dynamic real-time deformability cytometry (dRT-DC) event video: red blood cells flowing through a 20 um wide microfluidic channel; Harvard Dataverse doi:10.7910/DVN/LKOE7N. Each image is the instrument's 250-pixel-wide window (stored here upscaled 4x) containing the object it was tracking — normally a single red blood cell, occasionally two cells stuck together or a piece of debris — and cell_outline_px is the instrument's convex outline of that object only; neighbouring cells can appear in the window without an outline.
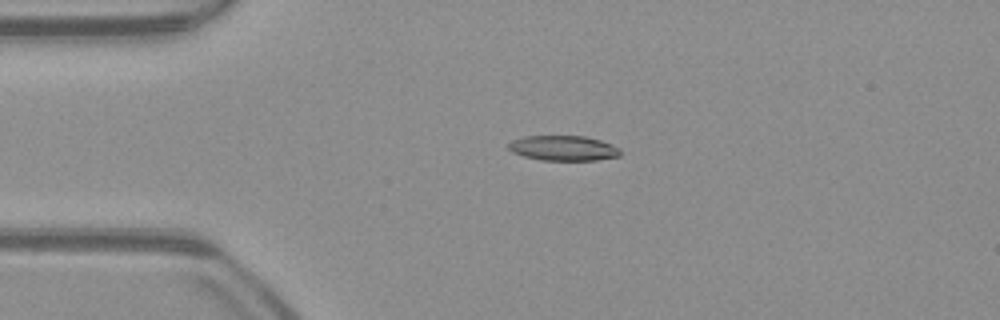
{"species": "common noctule bat (a hibernating species)", "species_latin": "Nyctalus noctula", "temperature_condition": "warm", "stored_images_in_passage": 52, "camera_frame_rate_fps": 3000, "um_per_image_px": 0.085, "animal": {"sex": "male", "body_mass_g": 23.1, "forearm_length_mm": 52.7}, "frame": {"image": 1, "passage_image": 12, "time_ms": 3.667, "image_size_px": [1000, 320], "cell_outline_px": [[620, 156], [596, 160], [540, 160], [524, 156], [512, 152], [508, 148], [508, 144], [512, 140], [524, 136], [584, 136], [600, 140], [612, 144], [620, 148]], "centroid_in_image_um": [47.89, 12.59], "position_along_channel_um": 37.1, "area_um2": 16.36}}
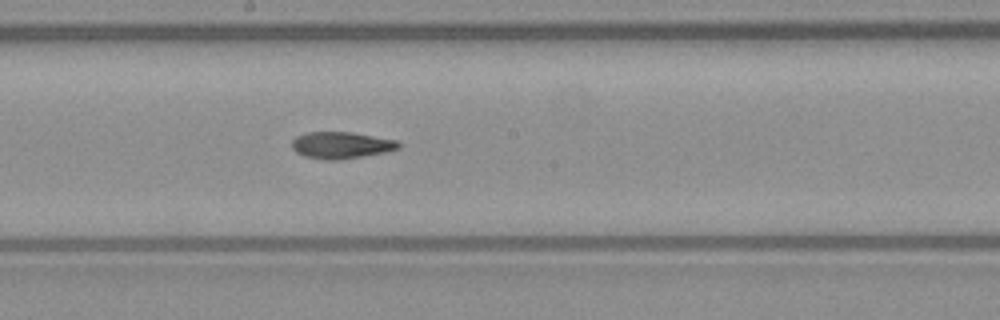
{"frame": {"image": 2, "passage_image": 28, "time_ms": 9.0, "image_size_px": [1000, 320], "cell_outline_px": [[400, 148], [388, 152], [340, 160], [324, 160], [304, 156], [296, 152], [292, 148], [292, 140], [296, 136], [308, 132], [352, 132], [396, 140], [400, 144]], "centroid_in_image_um": [29.01, 12.35], "position_along_channel_um": 219.2, "area_um2": 16.76}}
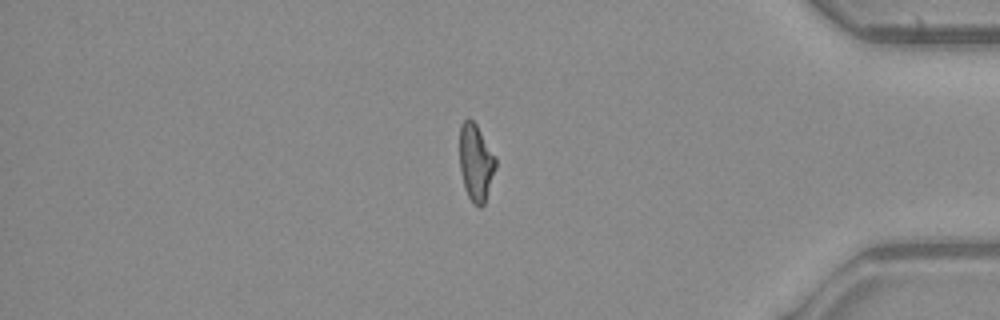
{"frame": {"image": 3, "passage_image": 44, "time_ms": 14.333, "image_size_px": [1000, 320], "cell_outline_px": [[496, 168], [484, 204], [480, 208], [472, 204], [468, 196], [460, 172], [460, 124], [468, 116], [476, 124], [496, 156]], "centroid_in_image_um": [40.45, 13.8], "position_along_channel_um": 394.7, "area_um2": 16.3}, "authors_computed_cell_mechanics": {"area_um2": 16.6464, "velocity_mm_per_s": 3.9473, "shape_relaxation_time_tau1_ms": null, "shape_relaxation_time_tau2_ms": 4.9648, "deformation_change_tau1": null, "deformation_change_tau2": 0.1373}}